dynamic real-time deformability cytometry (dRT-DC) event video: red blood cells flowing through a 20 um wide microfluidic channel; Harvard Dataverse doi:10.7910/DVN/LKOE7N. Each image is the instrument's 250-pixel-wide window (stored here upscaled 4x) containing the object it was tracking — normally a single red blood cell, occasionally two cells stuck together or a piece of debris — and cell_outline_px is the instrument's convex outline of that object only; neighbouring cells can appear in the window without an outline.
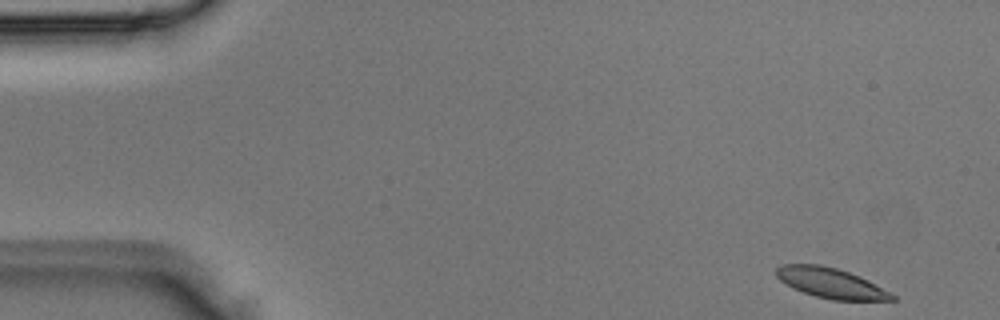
{"species": "Egyptian fruit bat (a non-hibernating species)", "species_latin": "Rousettus aegyptiacus", "temperature_condition": "room temperature", "stored_images_in_passage": 4, "camera_frame_rate_fps": 3000, "um_per_image_px": 0.085, "animal": {"sex": "male"}, "frame": {"image": 1, "passage_image": 1, "time_ms": 0.0, "image_size_px": [1000, 320], "cell_outline_px": [[896, 300], [832, 300], [816, 296], [792, 288], [780, 280], [776, 276], [776, 268], [780, 264], [820, 264], [836, 268], [848, 272], [868, 280], [896, 296]], "centroid_in_image_um": [70.59, 24.05], "position_along_channel_um": 14.4, "area_um2": 20.17}}